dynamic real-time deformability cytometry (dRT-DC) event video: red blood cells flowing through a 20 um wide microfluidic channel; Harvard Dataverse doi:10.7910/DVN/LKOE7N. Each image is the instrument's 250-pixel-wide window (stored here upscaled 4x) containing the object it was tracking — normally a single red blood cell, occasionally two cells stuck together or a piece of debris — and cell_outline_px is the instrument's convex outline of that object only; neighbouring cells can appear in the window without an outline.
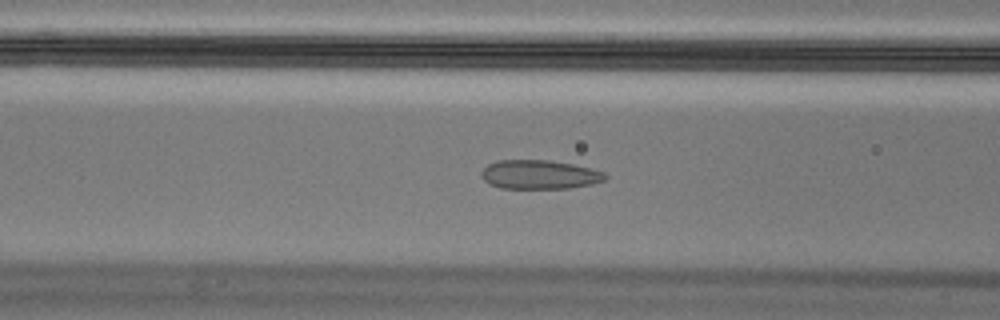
{"species": "Egyptian fruit bat (a non-hibernating species)", "species_latin": "Rousettus aegyptiacus", "temperature_condition": "cold", "stored_images_in_passage": 56, "camera_frame_rate_fps": 3000, "um_per_image_px": 0.085, "animal": {"sex": "male"}, "frame": {"image": 1, "passage_image": 22, "time_ms": 7.0, "image_size_px": [1000, 320], "cell_outline_px": [[608, 176], [604, 180], [592, 184], [568, 188], [500, 188], [484, 180], [480, 176], [480, 172], [488, 164], [496, 160], [548, 160], [572, 164], [592, 168], [604, 172]], "centroid_in_image_um": [45.85, 14.83], "position_along_channel_um": 120.7, "area_um2": 20.92}}
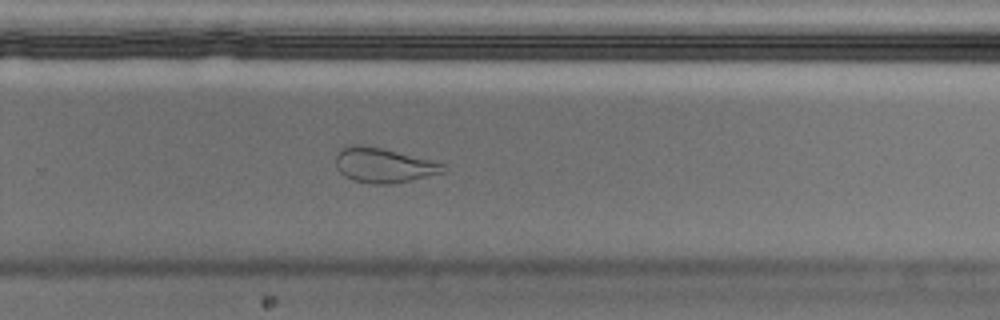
{"frame": {"image": 2, "passage_image": 37, "time_ms": 12.0, "image_size_px": [1000, 320], "cell_outline_px": [[448, 168], [444, 172], [408, 180], [388, 184], [372, 184], [352, 180], [344, 176], [336, 168], [336, 156], [344, 144], [360, 144], [380, 148], [444, 164]], "centroid_in_image_um": [32.52, 14.04], "position_along_channel_um": 297.3, "area_um2": 21.44}}
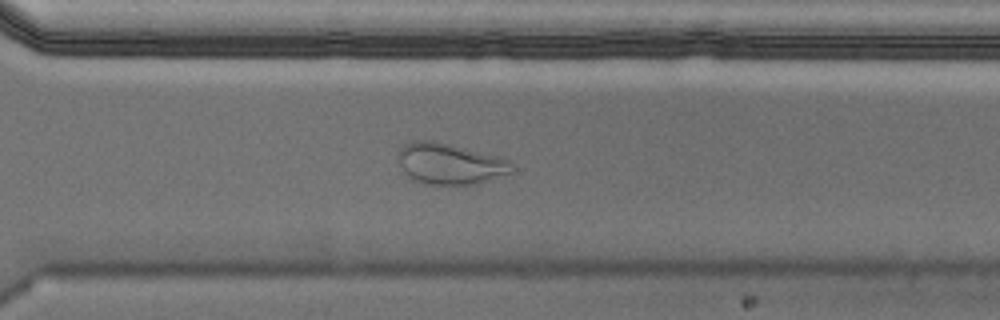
{"frame": {"image": 3, "passage_image": 40, "time_ms": 13.0, "image_size_px": [1000, 320], "cell_outline_px": [[512, 172], [476, 184], [428, 184], [416, 180], [408, 176], [404, 172], [400, 164], [400, 148], [404, 144], [412, 140], [440, 140], [500, 156], [508, 160], [512, 168]], "centroid_in_image_um": [38.25, 13.88], "position_along_channel_um": 332.3, "area_um2": 27.28}, "authors_computed_cell_mechanics": {"area_um2": 22.253, "velocity_mm_per_s": 3.5321, "shape_relaxation_time_tau1_ms": null, "shape_relaxation_time_tau2_ms": 1.4889, "deformation_change_tau1": null, "deformation_change_tau2": 0.087}}